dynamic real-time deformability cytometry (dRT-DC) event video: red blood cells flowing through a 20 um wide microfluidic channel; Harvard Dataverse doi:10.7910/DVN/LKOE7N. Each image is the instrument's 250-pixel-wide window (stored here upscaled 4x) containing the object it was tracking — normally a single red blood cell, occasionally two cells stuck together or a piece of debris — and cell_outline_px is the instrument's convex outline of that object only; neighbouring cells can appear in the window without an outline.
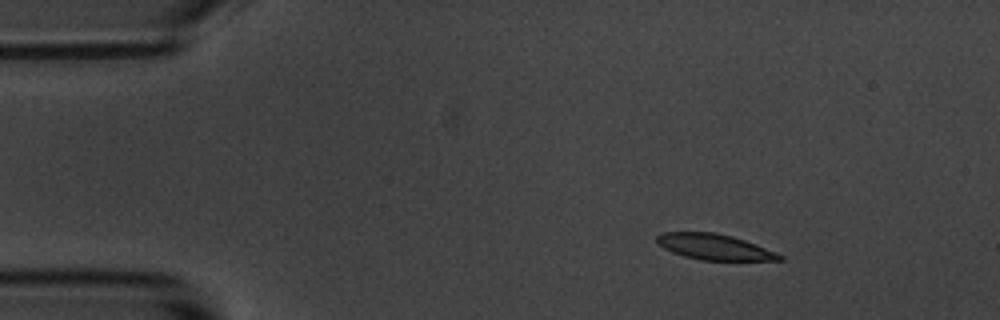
{"species": "common noctule bat (a hibernating species)", "species_latin": "Nyctalus noctula", "temperature_condition": "room temperature", "stored_images_in_passage": 10, "camera_frame_rate_fps": 3000, "um_per_image_px": 0.085, "animal": {"sex": "male", "body_mass_g": 20.1, "forearm_length_mm": 53.5}, "frame": {"image": 1, "passage_image": 1, "time_ms": 0.0, "image_size_px": [1000, 320], "cell_outline_px": [[784, 260], [700, 260], [684, 256], [672, 252], [664, 248], [656, 240], [656, 236], [660, 232], [716, 232], [732, 236], [756, 244], [776, 252], [784, 256]], "centroid_in_image_um": [60.72, 20.98], "position_along_channel_um": 24.3, "area_um2": 18.38}}
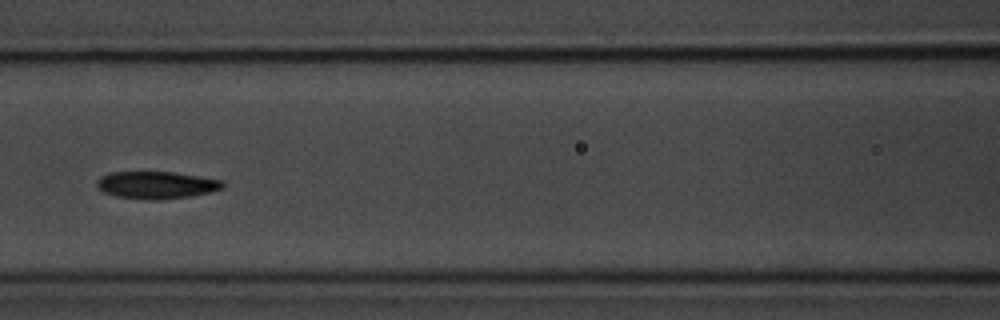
{"frame": {"image": 2, "passage_image": 6, "time_ms": 5.667, "image_size_px": [1000, 320], "cell_outline_px": [[224, 188], [212, 192], [192, 196], [160, 200], [152, 200], [116, 196], [104, 192], [96, 184], [96, 180], [100, 176], [112, 172], [176, 172], [224, 180]], "centroid_in_image_um": [13.35, 15.72], "position_along_channel_um": 153.2, "area_um2": 20.23}}
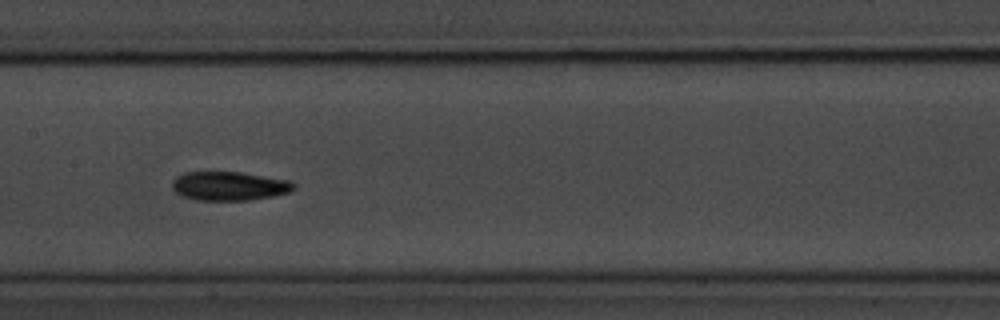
{"frame": {"image": 3, "passage_image": 7, "time_ms": 6.667, "image_size_px": [1000, 320], "cell_outline_px": [[296, 188], [292, 192], [272, 196], [248, 200], [196, 200], [184, 196], [176, 192], [172, 188], [172, 180], [176, 176], [184, 172], [240, 172], [288, 180], [296, 184]], "centroid_in_image_um": [19.49, 15.81], "position_along_channel_um": 187.9, "area_um2": 20.52}}